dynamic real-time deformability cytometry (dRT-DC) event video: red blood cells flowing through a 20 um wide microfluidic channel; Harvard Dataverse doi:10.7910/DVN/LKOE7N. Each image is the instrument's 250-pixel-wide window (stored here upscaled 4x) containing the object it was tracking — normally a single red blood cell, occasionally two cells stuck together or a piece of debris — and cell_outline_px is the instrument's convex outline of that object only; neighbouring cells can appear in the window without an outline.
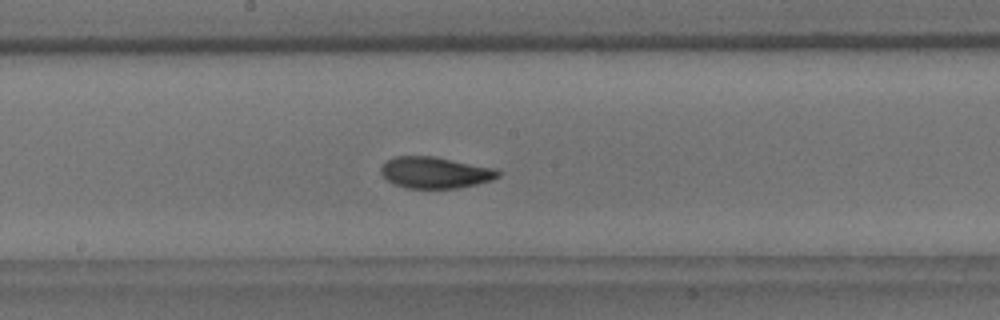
{"species": "common noctule bat (a hibernating species)", "species_latin": "Nyctalus noctula", "temperature_condition": "room temperature", "stored_images_in_passage": 42, "camera_frame_rate_fps": 3000, "um_per_image_px": 0.085, "animal": {"sex": "male", "body_mass_g": 18.8}, "frame": {"image": 1, "passage_image": 15, "time_ms": 4.667, "image_size_px": [1000, 320], "cell_outline_px": [[500, 176], [492, 180], [476, 184], [456, 188], [408, 188], [396, 184], [388, 180], [380, 172], [380, 168], [388, 160], [396, 156], [436, 156], [496, 168], [500, 172]], "centroid_in_image_um": [37.02, 14.65], "position_along_channel_um": 211.2, "area_um2": 21.39}}
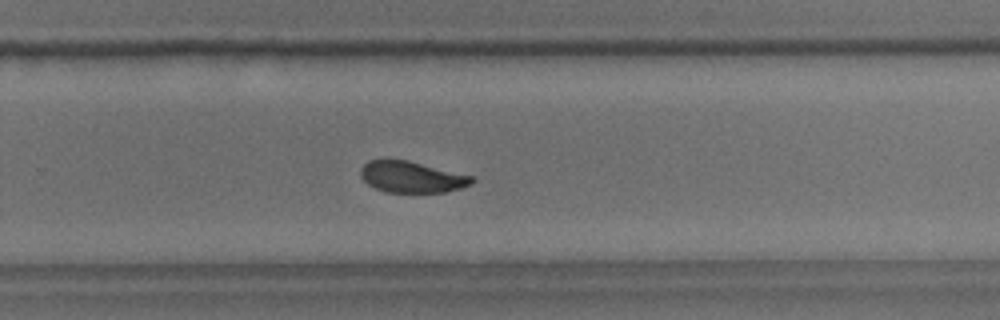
{"frame": {"image": 2, "passage_image": 22, "time_ms": 7.0, "image_size_px": [1000, 320], "cell_outline_px": [[476, 180], [472, 184], [460, 188], [444, 192], [384, 192], [368, 184], [360, 176], [360, 168], [368, 160], [408, 160], [472, 176]], "centroid_in_image_um": [34.99, 15.04], "position_along_channel_um": 294.8, "area_um2": 20.17}}
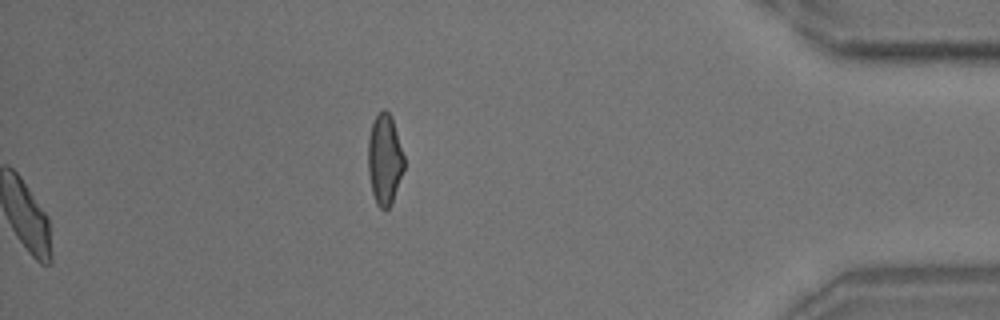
{"frame": {"image": 3, "passage_image": 42, "time_ms": 13.667, "image_size_px": [1000, 320], "cell_outline_px": [[404, 168], [392, 204], [388, 208], [380, 208], [376, 204], [372, 192], [368, 172], [368, 136], [372, 124], [376, 116], [384, 108], [392, 116], [404, 156]], "centroid_in_image_um": [32.69, 13.55], "position_along_channel_um": 402.5, "area_um2": 19.07}, "authors_computed_cell_mechanics": {"area_um2": 21.3571, "velocity_mm_per_s": 3.5946, "shape_relaxation_time_tau1_ms": 3.2616, "shape_relaxation_time_tau2_ms": 2.3133, "deformation_change_tau1": 0.1099, "deformation_change_tau2": 0.07}}